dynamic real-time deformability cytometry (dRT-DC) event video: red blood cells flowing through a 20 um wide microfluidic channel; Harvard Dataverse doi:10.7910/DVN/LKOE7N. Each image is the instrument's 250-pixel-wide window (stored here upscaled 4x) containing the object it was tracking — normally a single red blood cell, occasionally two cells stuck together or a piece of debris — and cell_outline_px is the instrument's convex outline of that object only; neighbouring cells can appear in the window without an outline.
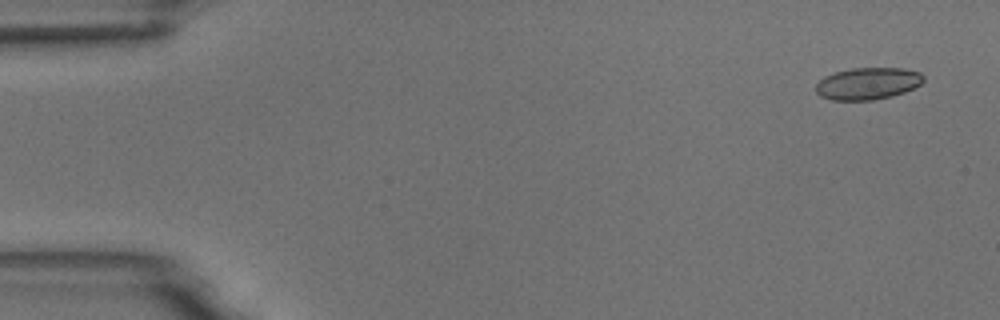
{"species": "common noctule bat (a hibernating species)", "species_latin": "Nyctalus noctula", "temperature_condition": "room temperature", "stored_images_in_passage": 4, "camera_frame_rate_fps": 3000, "um_per_image_px": 0.085, "animal": {"sex": "male", "body_mass_g": 18.8}, "frame": {"image": 1, "passage_image": 1, "time_ms": 0.0, "image_size_px": [1000, 320], "cell_outline_px": [[924, 80], [920, 84], [904, 92], [892, 96], [872, 100], [832, 100], [820, 96], [816, 92], [816, 84], [824, 76], [836, 72], [852, 68], [904, 68], [920, 72], [924, 76]], "centroid_in_image_um": [73.76, 7.1], "position_along_channel_um": 11.2, "area_um2": 20.06}}